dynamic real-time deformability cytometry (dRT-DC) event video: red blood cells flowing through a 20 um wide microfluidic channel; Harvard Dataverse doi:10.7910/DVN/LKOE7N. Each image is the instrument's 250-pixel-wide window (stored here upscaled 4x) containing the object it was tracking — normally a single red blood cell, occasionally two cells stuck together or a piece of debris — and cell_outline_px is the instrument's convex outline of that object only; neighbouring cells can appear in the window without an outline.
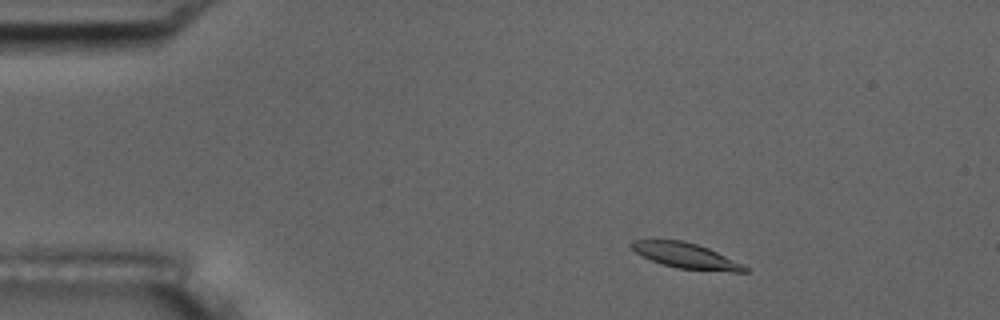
{"species": "common noctule bat (a hibernating species)", "species_latin": "Nyctalus noctula", "temperature_condition": "room temperature", "stored_images_in_passage": 10, "camera_frame_rate_fps": 3000, "um_per_image_px": 0.085, "animal": {"sex": "male", "body_mass_g": 17.5, "forearm_length_mm": 52.3}, "frame": {"image": 1, "passage_image": 2, "time_ms": 1.333, "image_size_px": [1000, 320], "cell_outline_px": [[748, 272], [732, 272], [676, 268], [652, 260], [636, 252], [628, 244], [632, 240], [684, 240], [708, 248], [744, 264], [748, 268]], "centroid_in_image_um": [58.34, 21.73], "position_along_channel_um": 26.7, "area_um2": 16.65}}
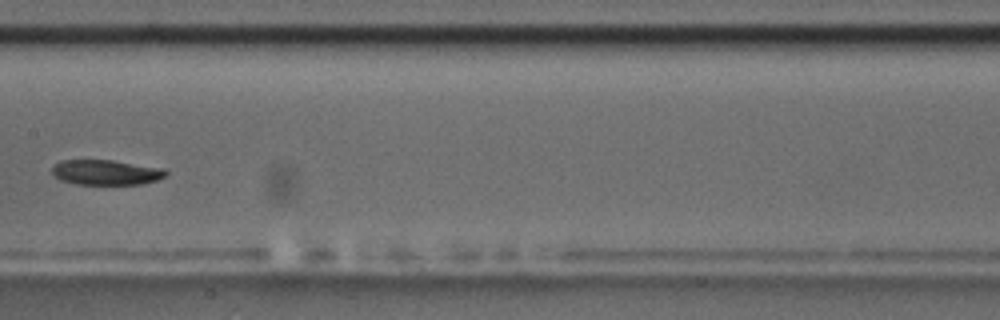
{"frame": {"image": 2, "passage_image": 7, "time_ms": 8.0, "image_size_px": [1000, 320], "cell_outline_px": [[168, 172], [164, 176], [156, 180], [140, 184], [76, 184], [60, 180], [52, 172], [52, 168], [60, 160], [112, 160], [164, 168]], "centroid_in_image_um": [9.01, 14.64], "position_along_channel_um": 198.4, "area_um2": 16.53}}